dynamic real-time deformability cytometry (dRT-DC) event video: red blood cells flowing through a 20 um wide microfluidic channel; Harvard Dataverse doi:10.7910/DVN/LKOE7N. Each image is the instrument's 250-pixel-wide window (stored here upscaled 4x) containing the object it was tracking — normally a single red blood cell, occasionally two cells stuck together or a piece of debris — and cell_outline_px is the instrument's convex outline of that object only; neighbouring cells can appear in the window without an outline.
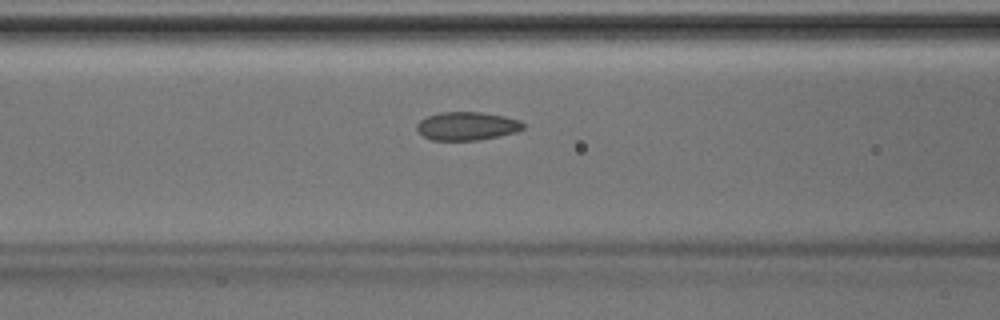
{"species": "Egyptian fruit bat (a non-hibernating species)", "species_latin": "Rousettus aegyptiacus", "temperature_condition": "room temperature", "stored_images_in_passage": 29, "camera_frame_rate_fps": 3000, "um_per_image_px": 0.085, "animal": {"sex": "male"}, "frame": {"image": 1, "passage_image": 8, "time_ms": 2.333, "image_size_px": [1000, 320], "cell_outline_px": [[524, 128], [516, 132], [480, 140], [432, 140], [424, 136], [416, 128], [416, 124], [420, 120], [428, 116], [440, 112], [480, 112], [504, 116], [520, 120], [524, 124]], "centroid_in_image_um": [39.7, 10.71], "position_along_channel_um": 126.9, "area_um2": 17.51}}
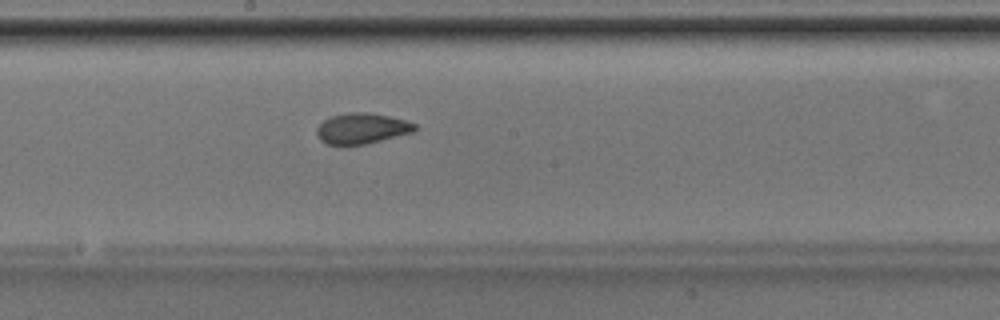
{"frame": {"image": 2, "passage_image": 14, "time_ms": 4.333, "image_size_px": [1000, 320], "cell_outline_px": [[416, 128], [412, 132], [364, 144], [328, 144], [320, 140], [316, 132], [316, 128], [324, 120], [332, 116], [348, 112], [368, 112], [388, 116], [404, 120], [416, 124]], "centroid_in_image_um": [30.72, 10.9], "position_along_channel_um": 217.5, "area_um2": 17.17}}
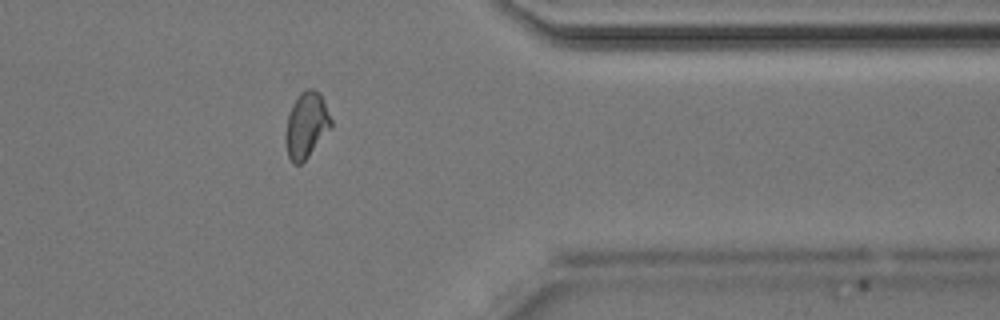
{"frame": {"image": 3, "passage_image": 26, "time_ms": 8.333, "image_size_px": [1000, 320], "cell_outline_px": [[332, 128], [308, 156], [300, 164], [292, 164], [288, 156], [284, 140], [288, 112], [292, 104], [300, 92], [308, 88], [312, 88], [320, 92], [332, 120]], "centroid_in_image_um": [26.03, 10.63], "position_along_channel_um": 385.4, "area_um2": 17.69}}